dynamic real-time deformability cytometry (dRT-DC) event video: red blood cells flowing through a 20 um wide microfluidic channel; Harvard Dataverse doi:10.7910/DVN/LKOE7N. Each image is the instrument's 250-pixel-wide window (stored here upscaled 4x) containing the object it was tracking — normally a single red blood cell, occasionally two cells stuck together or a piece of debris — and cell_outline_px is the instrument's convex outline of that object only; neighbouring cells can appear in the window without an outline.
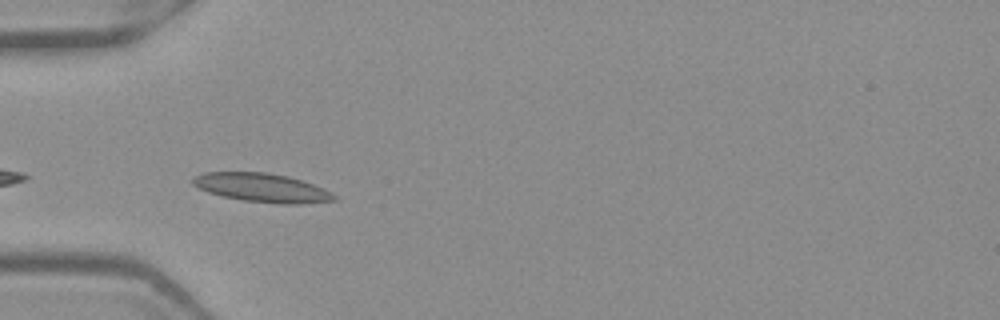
{"species": "Egyptian fruit bat (a non-hibernating species)", "species_latin": "Rousettus aegyptiacus", "temperature_condition": "warm", "stored_images_in_passage": 27, "camera_frame_rate_fps": 3000, "um_per_image_px": 0.085, "frame": {"image": 1, "passage_image": 2, "time_ms": 0.333, "image_size_px": [1000, 320], "cell_outline_px": [[340, 200], [300, 204], [284, 204], [244, 200], [224, 196], [208, 192], [192, 184], [192, 180], [196, 176], [204, 172], [268, 172], [288, 176], [324, 188], [336, 196]], "centroid_in_image_um": [22.31, 15.95], "position_along_channel_um": 62.7, "area_um2": 23.52}}
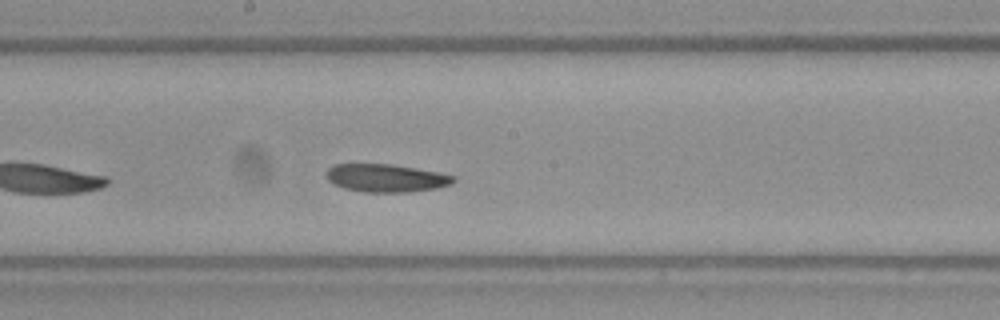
{"frame": {"image": 2, "passage_image": 14, "time_ms": 4.333, "image_size_px": [1000, 320], "cell_outline_px": [[456, 180], [452, 184], [436, 188], [412, 192], [364, 192], [344, 188], [332, 184], [328, 180], [328, 168], [332, 164], [392, 164], [440, 172], [456, 176]], "centroid_in_image_um": [32.85, 15.13], "position_along_channel_um": 215.3, "area_um2": 20.87}}
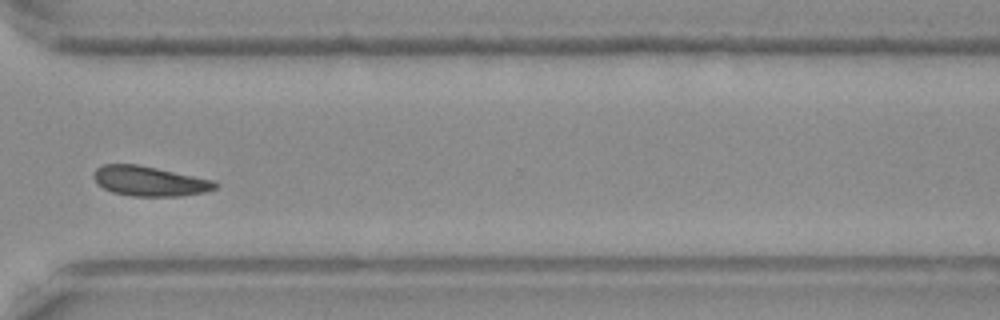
{"frame": {"image": 3, "passage_image": 25, "time_ms": 8.0, "image_size_px": [1000, 320], "cell_outline_px": [[220, 184], [216, 188], [204, 192], [180, 196], [132, 196], [112, 192], [96, 184], [92, 176], [92, 172], [96, 168], [104, 164], [136, 164], [156, 168], [212, 180]], "centroid_in_image_um": [12.65, 15.4], "position_along_channel_um": 357.9, "area_um2": 21.1}, "authors_computed_cell_mechanics": {"area_um2": 20.8658, "velocity_mm_per_s": 3.8828, "shape_relaxation_time_tau1_ms": 6.0059, "shape_relaxation_time_tau2_ms": 7.2552, "deformation_change_tau1": 0.1141, "deformation_change_tau2": 0.1294}}